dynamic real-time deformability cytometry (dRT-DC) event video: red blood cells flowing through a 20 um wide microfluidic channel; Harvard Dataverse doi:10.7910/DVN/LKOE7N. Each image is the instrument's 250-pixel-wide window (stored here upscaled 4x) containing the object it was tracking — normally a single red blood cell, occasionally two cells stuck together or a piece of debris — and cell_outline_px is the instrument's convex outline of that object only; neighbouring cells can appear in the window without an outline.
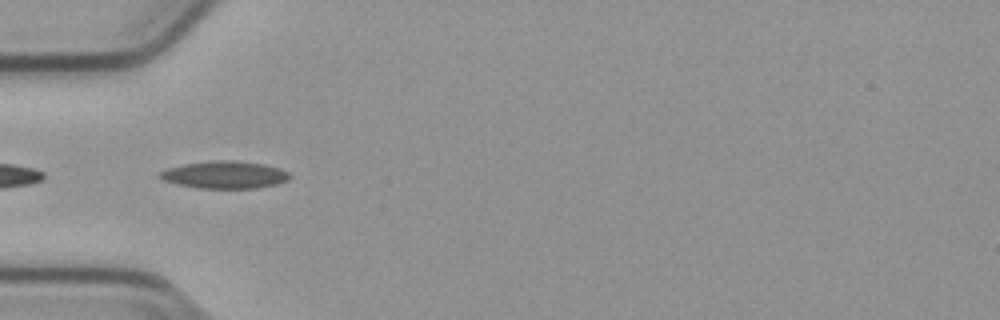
{"species": "common noctule bat (a hibernating species)", "species_latin": "Nyctalus noctula", "temperature_condition": "cold", "stored_images_in_passage": 20, "camera_frame_rate_fps": 3000, "um_per_image_px": 0.085, "animal": {"sex": "male", "body_mass_g": 23.1, "forearm_length_mm": 52.7}, "frame": {"image": 1, "passage_image": 9, "time_ms": 2.667, "image_size_px": [1000, 320], "cell_outline_px": [[292, 176], [288, 180], [276, 184], [256, 188], [196, 188], [164, 180], [160, 176], [160, 172], [168, 168], [184, 164], [212, 160], [236, 160], [264, 164], [280, 168], [288, 172]], "centroid_in_image_um": [19.15, 14.85], "position_along_channel_um": 65.8, "area_um2": 20.63}}
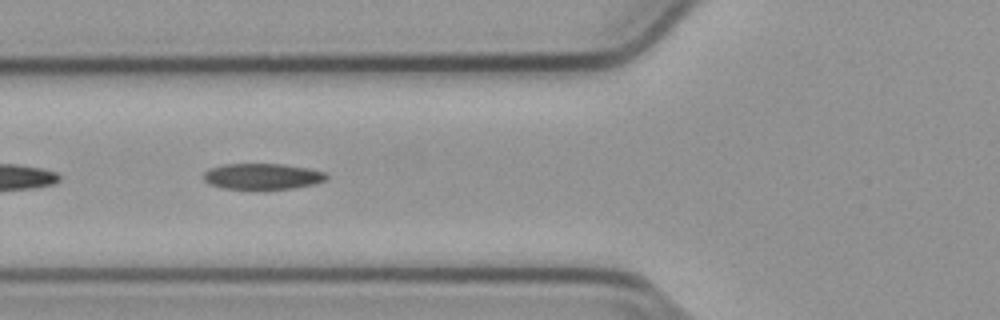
{"frame": {"image": 2, "passage_image": 12, "time_ms": 3.667, "image_size_px": [1000, 320], "cell_outline_px": [[328, 176], [324, 180], [312, 184], [292, 188], [264, 192], [224, 188], [212, 184], [204, 180], [204, 172], [208, 168], [224, 164], [284, 164], [308, 168], [324, 172]], "centroid_in_image_um": [22.28, 15.02], "position_along_channel_um": 103.5, "area_um2": 19.13}}
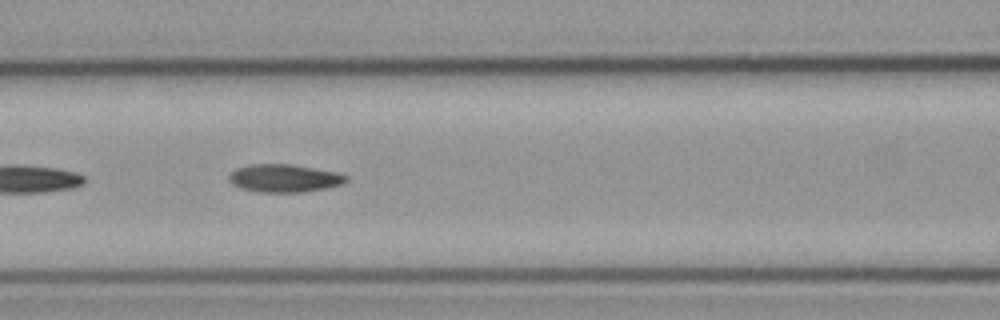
{"frame": {"image": 3, "passage_image": 15, "time_ms": 4.667, "image_size_px": [1000, 320], "cell_outline_px": [[348, 180], [344, 184], [328, 188], [304, 192], [260, 192], [240, 188], [232, 184], [228, 180], [228, 176], [236, 168], [248, 164], [292, 164], [340, 172], [348, 176]], "centroid_in_image_um": [24.21, 15.14], "position_along_channel_um": 142.4, "area_um2": 19.42}}